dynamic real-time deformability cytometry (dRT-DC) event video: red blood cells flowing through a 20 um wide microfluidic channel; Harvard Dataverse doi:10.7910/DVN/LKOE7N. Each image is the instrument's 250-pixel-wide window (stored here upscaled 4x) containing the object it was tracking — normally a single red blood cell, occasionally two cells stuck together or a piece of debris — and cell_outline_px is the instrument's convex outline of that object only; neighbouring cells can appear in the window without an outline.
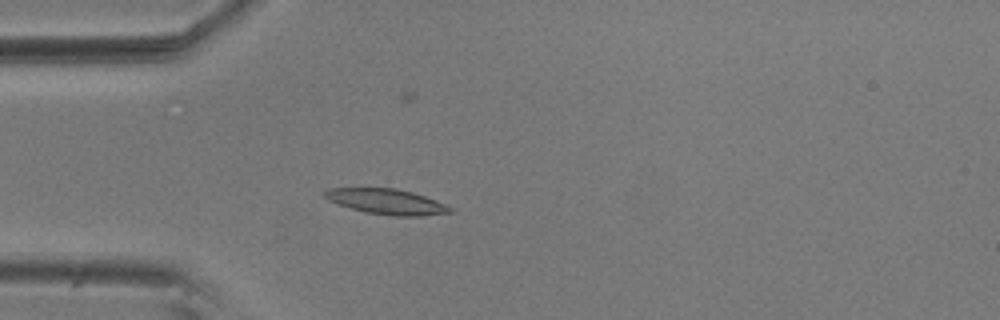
{"species": "common noctule bat (a hibernating species)", "species_latin": "Nyctalus noctula", "temperature_condition": "room temperature", "stored_images_in_passage": 56, "camera_frame_rate_fps": 3000, "um_per_image_px": 0.085, "animal": {"sex": "male", "body_mass_g": 20.5, "forearm_length_mm": 52.5}, "frame": {"image": 1, "passage_image": 16, "time_ms": 5.0, "image_size_px": [1000, 320], "cell_outline_px": [[456, 212], [420, 216], [396, 216], [364, 212], [328, 200], [324, 196], [324, 192], [328, 188], [396, 188], [412, 192], [436, 200], [452, 208]], "centroid_in_image_um": [32.89, 17.14], "position_along_channel_um": 52.1, "area_um2": 18.44}}
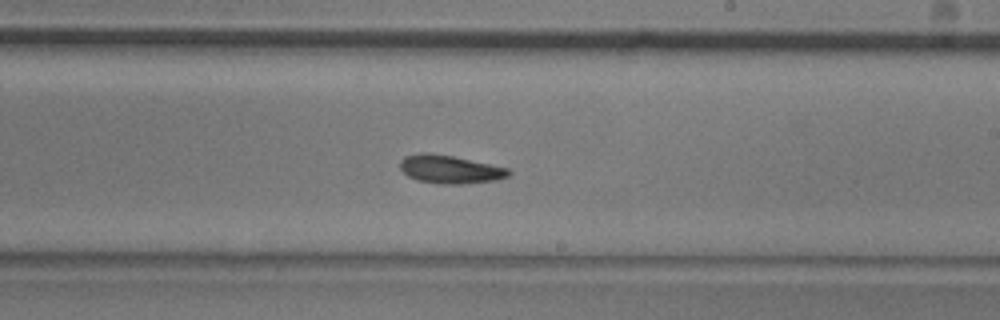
{"frame": {"image": 2, "passage_image": 33, "time_ms": 10.667, "image_size_px": [1000, 320], "cell_outline_px": [[512, 172], [508, 176], [496, 180], [460, 184], [440, 184], [416, 180], [408, 176], [400, 168], [400, 160], [404, 156], [420, 152], [428, 152], [452, 156], [508, 168]], "centroid_in_image_um": [38.21, 14.39], "position_along_channel_um": 250.8, "area_um2": 17.86}}
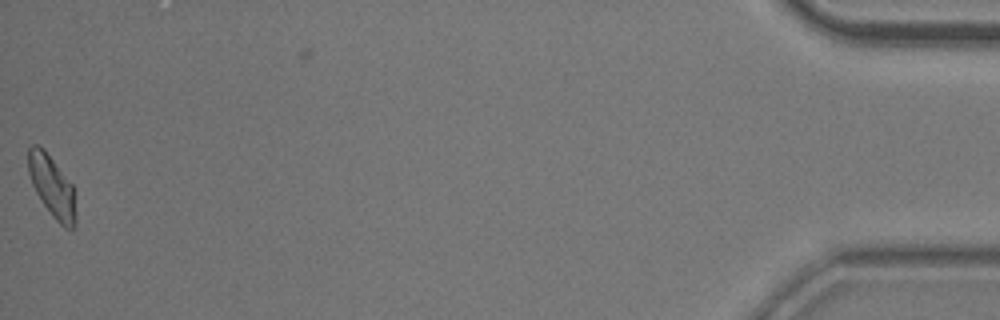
{"frame": {"image": 3, "passage_image": 56, "time_ms": 18.333, "image_size_px": [1000, 320], "cell_outline_px": [[76, 224], [72, 228], [64, 228], [52, 216], [36, 192], [32, 184], [28, 172], [28, 148], [32, 144], [36, 144], [44, 148], [72, 184], [76, 212]], "centroid_in_image_um": [4.42, 15.83], "position_along_channel_um": 430.8, "area_um2": 16.99}, "authors_computed_cell_mechanics": {"area_um2": 17.4845, "velocity_mm_per_s": 3.6378, "shape_relaxation_time_tau1_ms": 5.1159, "shape_relaxation_time_tau2_ms": null, "deformation_change_tau1": 0.137, "deformation_change_tau2": null}}